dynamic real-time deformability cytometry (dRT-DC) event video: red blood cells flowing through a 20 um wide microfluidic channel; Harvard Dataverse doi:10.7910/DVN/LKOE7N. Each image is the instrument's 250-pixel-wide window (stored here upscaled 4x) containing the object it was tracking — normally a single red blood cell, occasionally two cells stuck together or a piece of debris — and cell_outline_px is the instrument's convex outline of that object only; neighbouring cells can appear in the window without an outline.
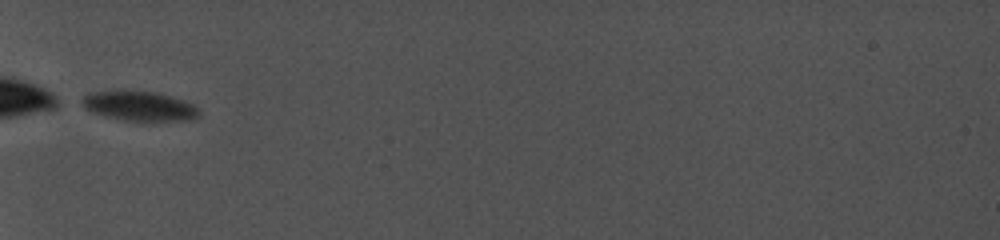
{"species": "common noctule bat (a hibernating species)", "species_latin": "Nyctalus noctula", "temperature_condition": "cold", "stored_images_in_passage": 12, "camera_frame_rate_fps": 5000, "um_per_image_px": 0.085, "animal": {"sex": "female", "body_mass_g": 19.0, "forearm_length_mm": 56.7}, "frame": {"image": 1, "passage_image": 1, "time_ms": 0.0, "image_size_px": [1000, 240], "cell_outline_px": [[200, 116], [192, 120], [124, 120], [104, 116], [92, 112], [84, 108], [80, 104], [84, 96], [88, 92], [116, 88], [120, 88], [156, 92], [172, 96], [184, 100], [192, 104], [200, 112]], "centroid_in_image_um": [11.77, 8.96], "position_along_channel_um": 73.2, "area_um2": 20.87}}